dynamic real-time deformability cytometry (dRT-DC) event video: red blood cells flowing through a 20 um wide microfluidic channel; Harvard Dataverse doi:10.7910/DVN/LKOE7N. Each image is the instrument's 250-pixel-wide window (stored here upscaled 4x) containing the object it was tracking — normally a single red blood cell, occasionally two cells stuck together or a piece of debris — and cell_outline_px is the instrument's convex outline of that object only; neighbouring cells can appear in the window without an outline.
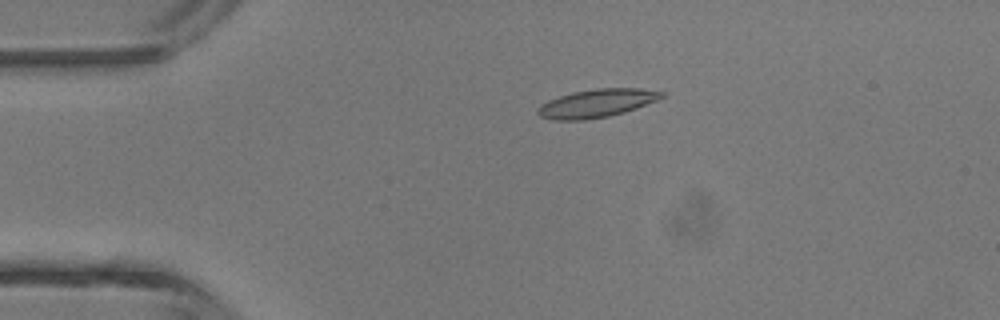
{"species": "common noctule bat (a hibernating species)", "species_latin": "Nyctalus noctula", "temperature_condition": "room temperature", "stored_images_in_passage": 3, "camera_frame_rate_fps": 3000, "um_per_image_px": 0.085, "animal": {"sex": "male", "body_mass_g": 13.3}, "frame": {"image": 1, "passage_image": 2, "time_ms": 2.0, "image_size_px": [1000, 320], "cell_outline_px": [[668, 92], [664, 96], [656, 100], [636, 108], [624, 112], [608, 116], [584, 120], [552, 120], [540, 116], [536, 112], [540, 104], [548, 100], [572, 92], [596, 88], [640, 88]], "centroid_in_image_um": [50.72, 8.77], "position_along_channel_um": 34.3, "area_um2": 20.4}}